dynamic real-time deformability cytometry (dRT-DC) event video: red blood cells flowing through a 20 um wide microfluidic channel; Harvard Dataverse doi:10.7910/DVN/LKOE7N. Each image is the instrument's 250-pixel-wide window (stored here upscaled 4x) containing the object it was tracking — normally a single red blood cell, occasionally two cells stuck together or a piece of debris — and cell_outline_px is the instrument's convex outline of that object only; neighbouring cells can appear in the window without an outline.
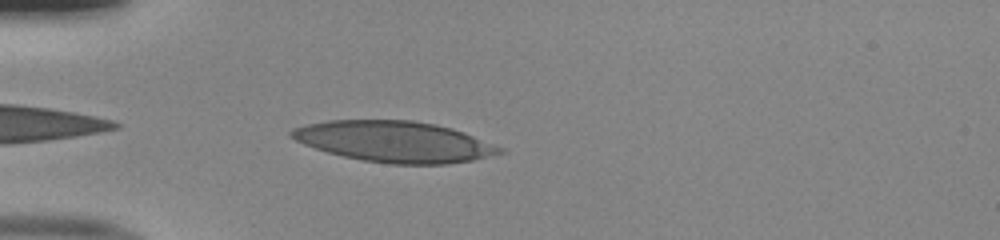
{"species": "human", "species_latin": "Homo sapiens", "temperature_condition": "room temperature", "stored_images_in_passage": 35, "camera_frame_rate_fps": 3000, "um_per_image_px": 0.085, "donor": {"sex": "male"}, "frame": {"image": 1, "passage_image": 2, "time_ms": 0.333, "image_size_px": [1000, 240], "cell_outline_px": [[504, 152], [472, 160], [448, 164], [392, 164], [364, 160], [344, 156], [328, 152], [304, 144], [288, 136], [288, 132], [292, 128], [308, 124], [328, 120], [412, 120], [436, 124], [452, 128], [464, 132], [504, 148]], "centroid_in_image_um": [33.52, 12.03], "position_along_channel_um": 51.5, "area_um2": 49.53}}
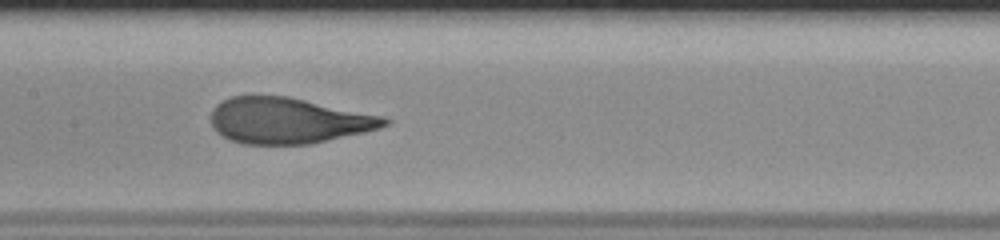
{"frame": {"image": 2, "passage_image": 13, "time_ms": 4.0, "image_size_px": [1000, 240], "cell_outline_px": [[392, 120], [388, 124], [380, 128], [364, 132], [312, 144], [244, 144], [232, 140], [216, 132], [212, 128], [212, 108], [216, 104], [232, 96], [288, 96], [384, 116]], "centroid_in_image_um": [24.52, 10.25], "position_along_channel_um": 182.9, "area_um2": 46.41}}
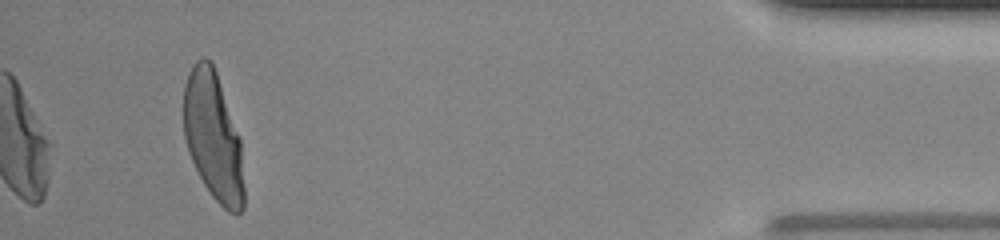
{"frame": {"image": 3, "passage_image": 35, "time_ms": 11.333, "image_size_px": [1000, 240], "cell_outline_px": [[244, 208], [240, 212], [228, 212], [212, 196], [204, 184], [188, 152], [184, 136], [184, 84], [188, 72], [192, 64], [196, 60], [204, 56], [212, 64], [216, 72], [240, 136], [244, 188]], "centroid_in_image_um": [18.12, 11.58], "position_along_channel_um": 417.1, "area_um2": 45.08}, "authors_computed_cell_mechanics": {"area_um2": 47.2226, "velocity_mm_per_s": 4.0207, "shape_relaxation_time_tau1_ms": 5.3356, "shape_relaxation_time_tau2_ms": null, "deformation_change_tau1": 0.2582, "deformation_change_tau2": null}}